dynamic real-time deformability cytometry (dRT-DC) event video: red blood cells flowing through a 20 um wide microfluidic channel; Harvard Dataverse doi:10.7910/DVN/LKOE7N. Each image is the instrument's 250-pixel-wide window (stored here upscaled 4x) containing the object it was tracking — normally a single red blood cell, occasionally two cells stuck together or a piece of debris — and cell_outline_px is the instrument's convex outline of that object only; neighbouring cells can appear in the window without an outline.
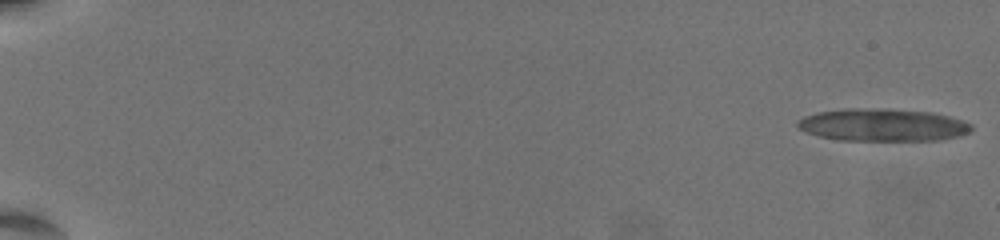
{"species": "common noctule bat (a hibernating species)", "species_latin": "Nyctalus noctula", "temperature_condition": "warm", "stored_images_in_passage": 18, "camera_frame_rate_fps": 3000, "um_per_image_px": 0.085, "animal": {"sex": "female", "body_mass_g": 19.5, "forearm_length_mm": 54.1}, "frame": {"image": 1, "passage_image": 1, "time_ms": 0.0, "image_size_px": [1000, 240], "cell_outline_px": [[972, 128], [968, 132], [960, 136], [936, 140], [840, 140], [820, 136], [808, 132], [800, 128], [796, 124], [800, 120], [808, 116], [820, 112], [856, 108], [928, 112], [960, 120], [968, 124]], "centroid_in_image_um": [75.02, 10.64], "position_along_channel_um": 10.0, "area_um2": 31.67}}